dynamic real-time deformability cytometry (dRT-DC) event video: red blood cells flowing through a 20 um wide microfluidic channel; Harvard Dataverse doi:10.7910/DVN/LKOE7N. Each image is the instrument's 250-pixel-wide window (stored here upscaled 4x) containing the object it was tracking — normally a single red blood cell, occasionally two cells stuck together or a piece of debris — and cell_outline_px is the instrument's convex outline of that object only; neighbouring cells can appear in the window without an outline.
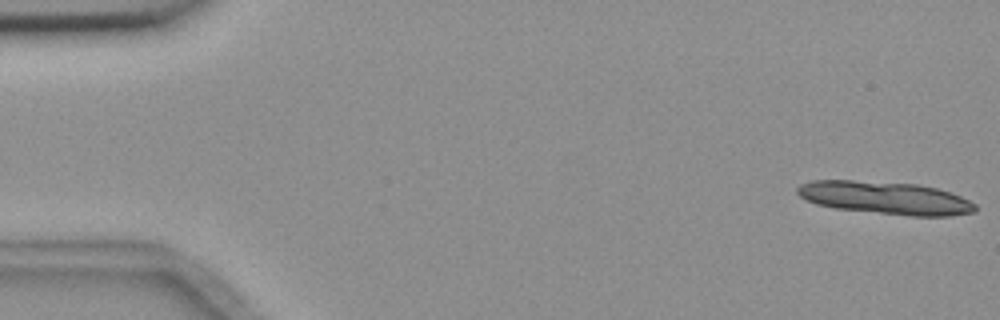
{"species": "common noctule bat (a hibernating species)", "species_latin": "Nyctalus noctula", "temperature_condition": "room temperature", "stored_images_in_passage": 8, "camera_frame_rate_fps": 3000, "um_per_image_px": 0.085, "animal": {"sex": "female", "body_mass_g": 18.4}, "frame": {"image": 1, "passage_image": 1, "time_ms": 0.0, "image_size_px": [1000, 320], "cell_outline_px": [[976, 212], [948, 216], [912, 216], [836, 208], [816, 204], [800, 196], [796, 192], [796, 188], [800, 184], [812, 180], [852, 180], [916, 184], [936, 188], [960, 196], [976, 204]], "centroid_in_image_um": [75.24, 16.82], "position_along_channel_um": 9.8, "area_um2": 33.76}}
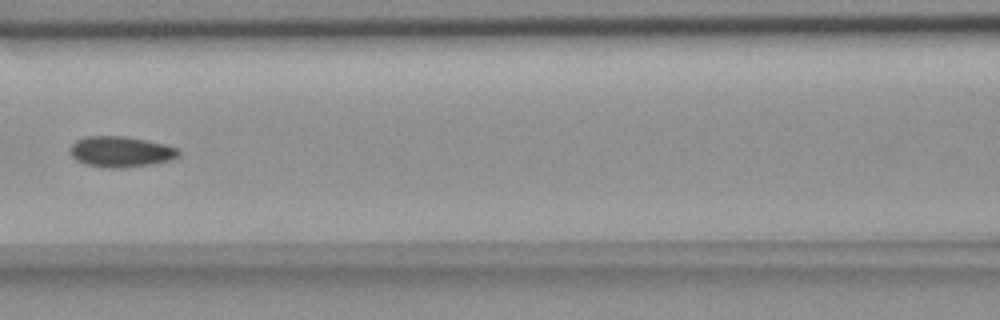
{"frame": {"image": 2, "passage_image": 8, "time_ms": 8.0, "image_size_px": [1000, 320], "cell_outline_px": [[180, 152], [176, 156], [168, 160], [152, 164], [116, 168], [112, 168], [84, 164], [76, 160], [72, 156], [72, 144], [76, 140], [84, 136], [124, 136], [164, 144], [180, 148]], "centroid_in_image_um": [10.25, 12.88], "position_along_channel_um": 156.3, "area_um2": 19.13}}